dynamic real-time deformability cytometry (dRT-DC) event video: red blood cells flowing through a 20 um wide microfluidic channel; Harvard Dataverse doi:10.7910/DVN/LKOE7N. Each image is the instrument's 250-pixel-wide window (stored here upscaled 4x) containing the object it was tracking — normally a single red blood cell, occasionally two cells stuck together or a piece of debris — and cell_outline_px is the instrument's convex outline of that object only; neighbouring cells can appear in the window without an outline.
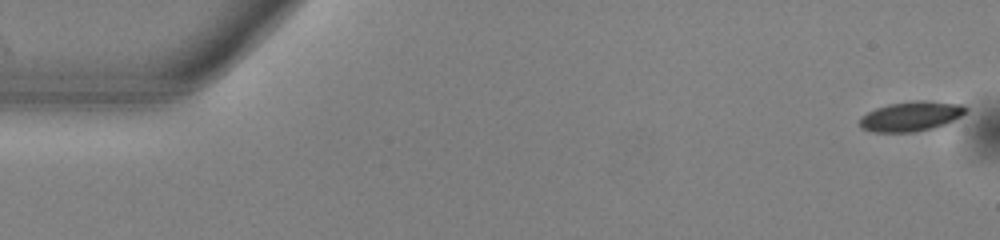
{"species": "common noctule bat (a hibernating species)", "species_latin": "Nyctalus noctula", "temperature_condition": "warm", "stored_images_in_passage": 52, "camera_frame_rate_fps": 3000, "um_per_image_px": 0.085, "animal": {"sex": "male", "body_mass_g": 13.0, "forearm_length_mm": 53.1}, "frame": {"image": 1, "passage_image": 1, "time_ms": 0.0, "image_size_px": [1000, 240], "cell_outline_px": [[968, 108], [960, 116], [936, 128], [916, 132], [872, 132], [860, 128], [860, 116], [876, 108], [888, 104], [912, 100], [928, 100], [964, 104]], "centroid_in_image_um": [77.43, 9.88], "position_along_channel_um": 7.6, "area_um2": 18.67}}
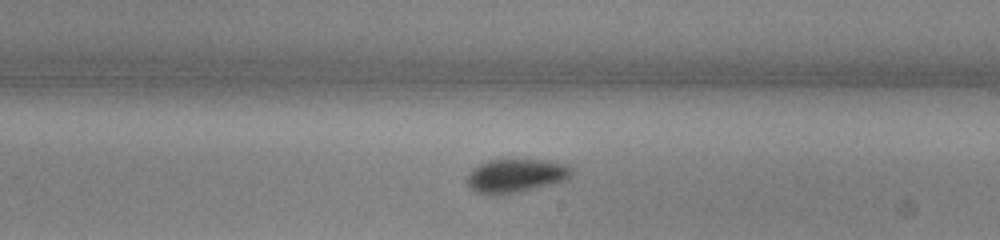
{"frame": {"image": 2, "passage_image": 30, "time_ms": 9.667, "image_size_px": [1000, 240], "cell_outline_px": [[572, 172], [564, 180], [520, 192], [476, 192], [464, 180], [468, 172], [472, 168], [488, 160], [552, 160], [568, 164], [572, 168]], "centroid_in_image_um": [43.85, 14.88], "position_along_channel_um": 245.2, "area_um2": 20.0}}
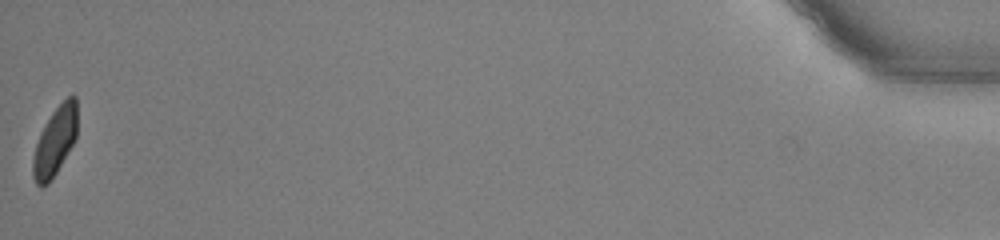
{"frame": {"image": 3, "passage_image": 52, "time_ms": 17.0, "image_size_px": [1000, 240], "cell_outline_px": [[76, 140], [56, 172], [48, 184], [40, 188], [36, 184], [32, 176], [32, 160], [36, 144], [40, 132], [44, 124], [52, 112], [72, 92], [76, 96]], "centroid_in_image_um": [4.66, 12.02], "position_along_channel_um": 430.5, "area_um2": 17.8}, "authors_computed_cell_mechanics": {"area_um2": 19.3919, "velocity_mm_per_s": 3.9418, "shape_relaxation_time_tau1_ms": 3.0981, "shape_relaxation_time_tau2_ms": null, "deformation_change_tau1": 0.0925, "deformation_change_tau2": null}}